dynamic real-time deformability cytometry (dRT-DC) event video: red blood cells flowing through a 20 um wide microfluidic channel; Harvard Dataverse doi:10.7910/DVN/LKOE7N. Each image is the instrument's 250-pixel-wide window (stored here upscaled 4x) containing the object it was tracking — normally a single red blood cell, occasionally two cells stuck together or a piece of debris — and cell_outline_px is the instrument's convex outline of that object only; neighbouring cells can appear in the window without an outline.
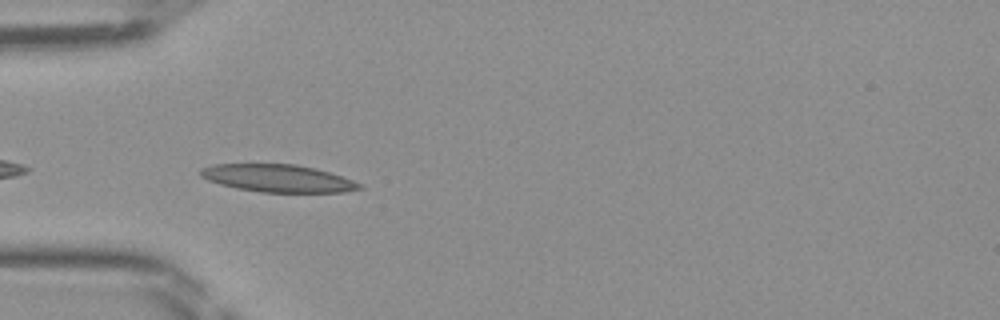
{"species": "Egyptian fruit bat (a non-hibernating species)", "species_latin": "Rousettus aegyptiacus", "temperature_condition": "room temperature", "stored_images_in_passage": 30, "camera_frame_rate_fps": 3000, "um_per_image_px": 0.085, "frame": {"image": 1, "passage_image": 2, "time_ms": 0.333, "image_size_px": [1000, 320], "cell_outline_px": [[364, 188], [344, 192], [260, 192], [236, 188], [220, 184], [208, 180], [200, 176], [200, 168], [212, 164], [296, 164], [316, 168], [352, 180], [360, 184]], "centroid_in_image_um": [23.59, 15.15], "position_along_channel_um": 61.4, "area_um2": 25.43}}
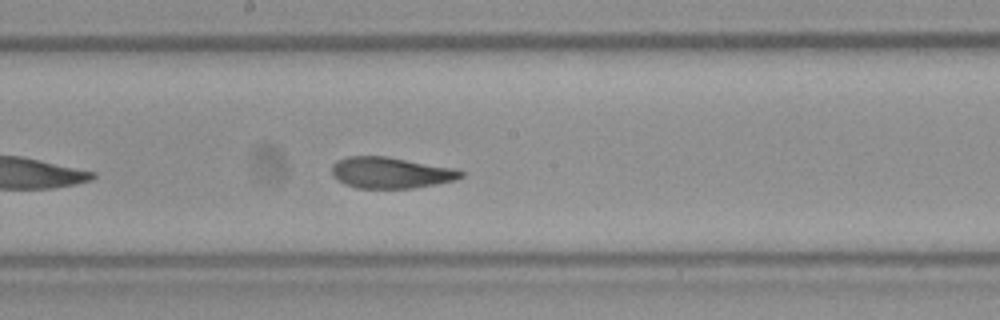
{"frame": {"image": 2, "passage_image": 13, "time_ms": 4.0, "image_size_px": [1000, 320], "cell_outline_px": [[464, 176], [456, 180], [436, 184], [412, 188], [356, 188], [344, 184], [332, 176], [332, 164], [336, 160], [348, 156], [388, 156], [456, 168], [464, 172]], "centroid_in_image_um": [33.22, 14.67], "position_along_channel_um": 215.0, "area_um2": 23.76}}
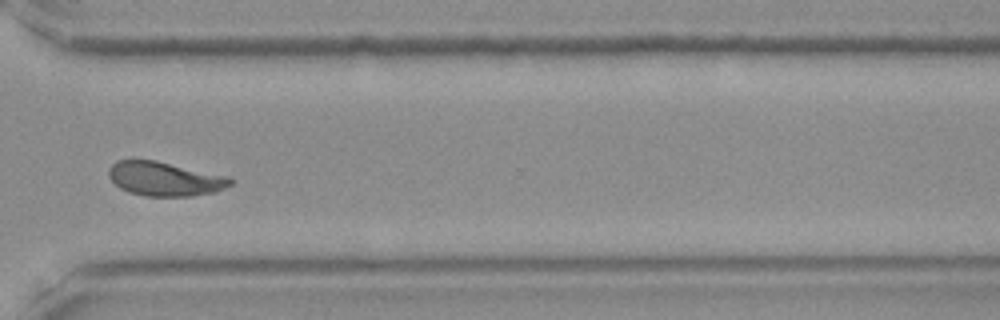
{"frame": {"image": 3, "passage_image": 23, "time_ms": 7.333, "image_size_px": [1000, 320], "cell_outline_px": [[236, 180], [232, 184], [224, 188], [212, 192], [192, 196], [144, 196], [128, 192], [120, 188], [108, 176], [108, 168], [116, 160], [156, 160], [228, 176]], "centroid_in_image_um": [14.0, 15.2], "position_along_channel_um": 356.6, "area_um2": 24.28}}